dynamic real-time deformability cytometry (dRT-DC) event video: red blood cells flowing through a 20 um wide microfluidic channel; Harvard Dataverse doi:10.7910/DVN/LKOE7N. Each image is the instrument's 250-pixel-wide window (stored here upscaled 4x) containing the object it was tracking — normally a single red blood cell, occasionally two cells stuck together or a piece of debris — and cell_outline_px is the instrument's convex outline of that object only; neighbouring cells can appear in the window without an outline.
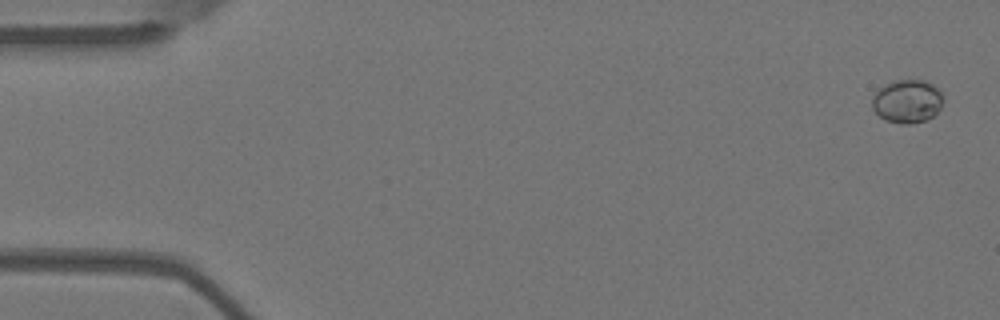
{"species": "Egyptian fruit bat (a non-hibernating species)", "species_latin": "Rousettus aegyptiacus", "temperature_condition": "warm", "stored_images_in_passage": 56, "camera_frame_rate_fps": 3000, "um_per_image_px": 0.085, "animal": {"sex": "female"}, "frame": {"image": 1, "passage_image": 2, "time_ms": 0.333, "image_size_px": [1000, 320], "cell_outline_px": [[944, 100], [940, 108], [928, 120], [908, 124], [900, 124], [884, 120], [872, 108], [872, 96], [884, 84], [896, 80], [924, 80], [932, 84], [944, 96]], "centroid_in_image_um": [77.11, 8.62], "position_along_channel_um": 7.9, "area_um2": 18.03}}
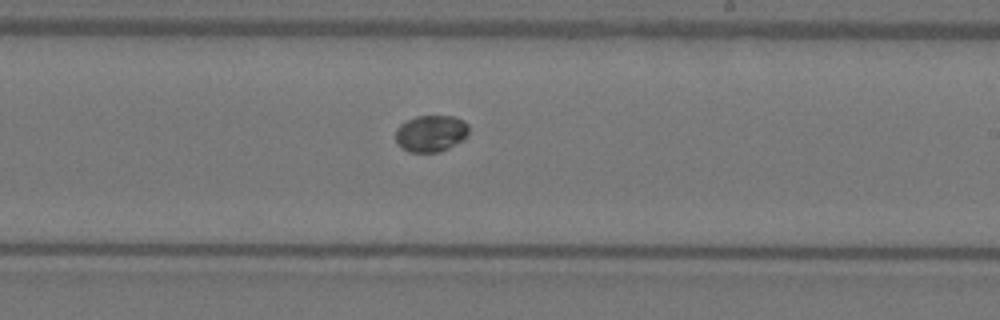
{"frame": {"image": 2, "passage_image": 33, "time_ms": 10.667, "image_size_px": [1000, 320], "cell_outline_px": [[468, 132], [464, 140], [440, 152], [408, 152], [396, 140], [396, 128], [400, 124], [416, 116], [452, 116], [464, 120], [468, 124]], "centroid_in_image_um": [36.65, 11.34], "position_along_channel_um": 252.3, "area_um2": 15.61}}
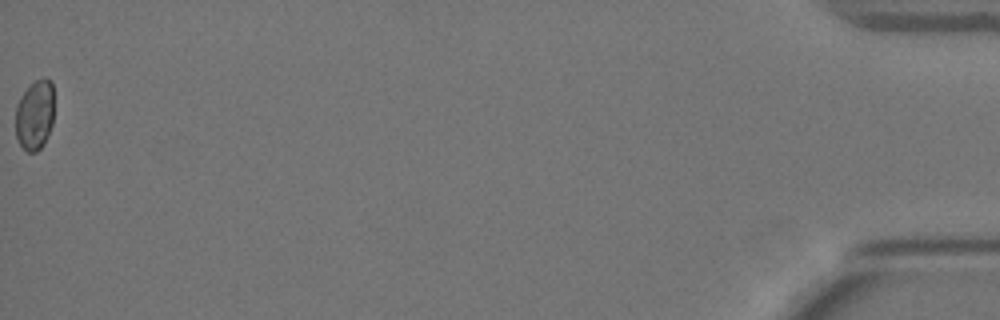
{"frame": {"image": 3, "passage_image": 56, "time_ms": 18.333, "image_size_px": [1000, 320], "cell_outline_px": [[52, 124], [44, 144], [36, 152], [28, 152], [20, 144], [16, 136], [16, 104], [20, 96], [36, 80], [44, 76], [52, 80]], "centroid_in_image_um": [2.95, 9.76], "position_along_channel_um": 432.3, "area_um2": 15.61}}